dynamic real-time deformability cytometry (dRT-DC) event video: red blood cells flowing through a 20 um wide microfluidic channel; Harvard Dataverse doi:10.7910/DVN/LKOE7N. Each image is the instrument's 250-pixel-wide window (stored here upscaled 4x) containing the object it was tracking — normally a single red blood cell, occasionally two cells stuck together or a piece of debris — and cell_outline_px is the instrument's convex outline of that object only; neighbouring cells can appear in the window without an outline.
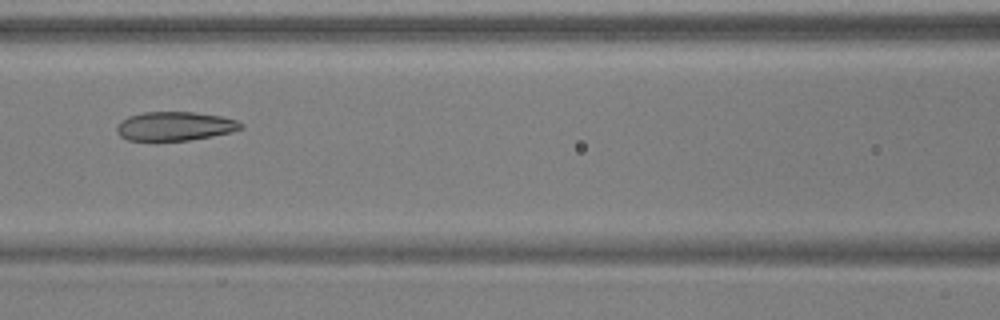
{"species": "common noctule bat (a hibernating species)", "species_latin": "Nyctalus noctula", "temperature_condition": "warm", "stored_images_in_passage": 6, "camera_frame_rate_fps": 3000, "um_per_image_px": 0.085, "animal": {"sex": "male", "body_mass_g": 17.9, "forearm_length_mm": 54.2}, "frame": {"image": 1, "passage_image": 6, "time_ms": 1.667, "image_size_px": [1000, 320], "cell_outline_px": [[244, 128], [212, 136], [188, 140], [128, 140], [120, 136], [116, 132], [116, 128], [120, 120], [128, 116], [144, 112], [196, 112], [220, 116], [236, 120], [244, 124]], "centroid_in_image_um": [14.84, 10.71], "position_along_channel_um": 151.8, "area_um2": 20.87}}